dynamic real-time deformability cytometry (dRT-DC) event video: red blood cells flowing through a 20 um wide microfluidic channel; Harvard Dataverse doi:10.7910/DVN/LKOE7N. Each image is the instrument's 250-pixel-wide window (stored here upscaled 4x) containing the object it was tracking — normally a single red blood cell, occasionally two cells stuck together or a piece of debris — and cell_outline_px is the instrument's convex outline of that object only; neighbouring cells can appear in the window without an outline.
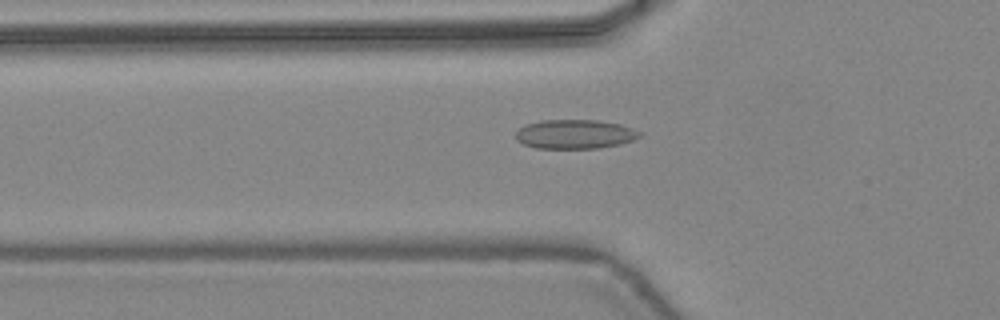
{"species": "common noctule bat (a hibernating species)", "species_latin": "Nyctalus noctula", "temperature_condition": "warm", "stored_images_in_passage": 9, "camera_frame_rate_fps": 3000, "um_per_image_px": 0.085, "animal": {"sex": "female", "body_mass_g": 24.6, "forearm_length_mm": 56.2}, "frame": {"image": 1, "passage_image": 9, "time_ms": 2.667, "image_size_px": [1000, 320], "cell_outline_px": [[640, 136], [632, 140], [620, 144], [600, 148], [536, 148], [524, 144], [516, 140], [516, 132], [520, 128], [528, 124], [540, 120], [600, 120], [620, 124], [632, 128], [640, 132]], "centroid_in_image_um": [48.87, 11.4], "position_along_channel_um": 76.9, "area_um2": 20.98}}